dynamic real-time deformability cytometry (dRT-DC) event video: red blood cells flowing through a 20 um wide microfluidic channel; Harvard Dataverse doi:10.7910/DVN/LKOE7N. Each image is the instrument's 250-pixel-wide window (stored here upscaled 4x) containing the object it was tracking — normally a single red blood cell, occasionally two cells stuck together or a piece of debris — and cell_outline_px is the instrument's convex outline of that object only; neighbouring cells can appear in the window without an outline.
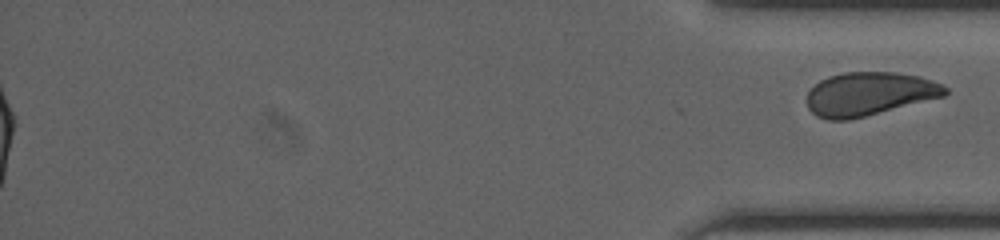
{"species": "human", "species_latin": "Homo sapiens", "temperature_condition": "cold", "stored_images_in_passage": 35, "segment_of_instrument_passage": [2, 2], "camera_frame_rate_fps": 3000, "um_per_image_px": 0.085, "donor": {"sex": "male"}, "frame": {"image": 1, "passage_image": 35, "time_ms": 11.333, "image_size_px": [1000, 240], "cell_outline_px": [[948, 92], [944, 96], [848, 120], [828, 120], [816, 116], [808, 108], [808, 92], [820, 80], [828, 76], [844, 72], [896, 72], [920, 76], [932, 80], [948, 88]], "centroid_in_image_um": [73.87, 7.97], "position_along_channel_um": 361.3, "area_um2": 34.8}}